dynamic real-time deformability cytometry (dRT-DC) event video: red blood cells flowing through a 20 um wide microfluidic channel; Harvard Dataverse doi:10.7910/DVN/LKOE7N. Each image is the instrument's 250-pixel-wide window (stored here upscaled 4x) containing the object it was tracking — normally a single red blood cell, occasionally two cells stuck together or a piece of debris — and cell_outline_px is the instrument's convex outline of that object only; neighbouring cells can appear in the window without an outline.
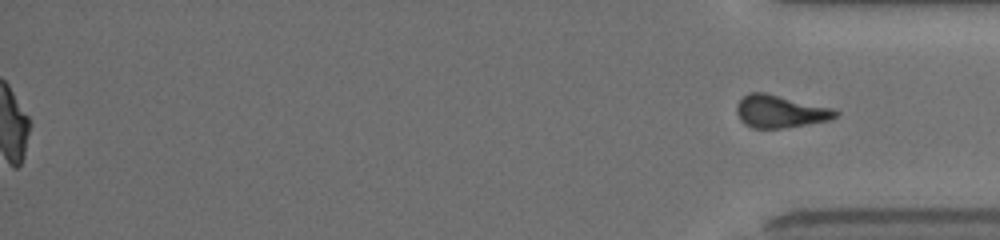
{"species": "common noctule bat (a hibernating species)", "species_latin": "Nyctalus noctula", "temperature_condition": "room temperature", "stored_images_in_passage": 54, "segment_of_instrument_passage": [2, 2], "camera_frame_rate_fps": 3000, "um_per_image_px": 0.085, "animal": {"sex": "female", "body_mass_g": 19.5, "forearm_length_mm": 54.1}, "frame": {"image": 1, "passage_image": 54, "time_ms": 17.333, "image_size_px": [1000, 240], "cell_outline_px": [[840, 112], [832, 120], [780, 128], [752, 128], [744, 124], [740, 120], [736, 112], [736, 104], [748, 92], [764, 92], [836, 108]], "centroid_in_image_um": [66.33, 9.46], "position_along_channel_um": 368.9, "area_um2": 19.02}}